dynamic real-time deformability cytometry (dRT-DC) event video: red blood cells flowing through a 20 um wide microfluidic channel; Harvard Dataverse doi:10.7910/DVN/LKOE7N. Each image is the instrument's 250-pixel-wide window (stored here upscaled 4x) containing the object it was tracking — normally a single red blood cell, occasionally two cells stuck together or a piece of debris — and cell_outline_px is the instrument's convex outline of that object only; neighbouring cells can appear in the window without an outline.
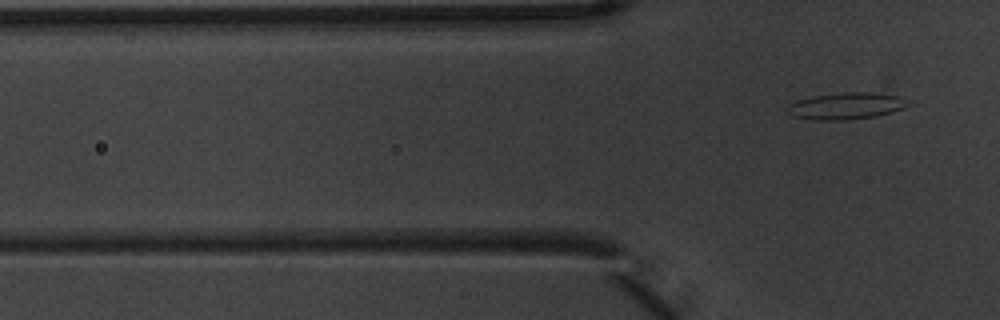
{"species": "common noctule bat (a hibernating species)", "species_latin": "Nyctalus noctula", "temperature_condition": "warm", "stored_images_in_passage": 5, "camera_frame_rate_fps": 3000, "um_per_image_px": 0.085, "animal": {"sex": "male", "body_mass_g": 20.1, "forearm_length_mm": 53.5}, "frame": {"image": 1, "passage_image": 5, "time_ms": 1.333, "image_size_px": [1000, 320], "cell_outline_px": [[916, 104], [892, 112], [876, 116], [848, 120], [820, 120], [796, 116], [784, 112], [784, 108], [788, 104], [800, 100], [816, 96], [844, 92], [868, 92], [896, 96]], "centroid_in_image_um": [71.95, 9.01], "position_along_channel_um": 53.8, "area_um2": 18.73}}